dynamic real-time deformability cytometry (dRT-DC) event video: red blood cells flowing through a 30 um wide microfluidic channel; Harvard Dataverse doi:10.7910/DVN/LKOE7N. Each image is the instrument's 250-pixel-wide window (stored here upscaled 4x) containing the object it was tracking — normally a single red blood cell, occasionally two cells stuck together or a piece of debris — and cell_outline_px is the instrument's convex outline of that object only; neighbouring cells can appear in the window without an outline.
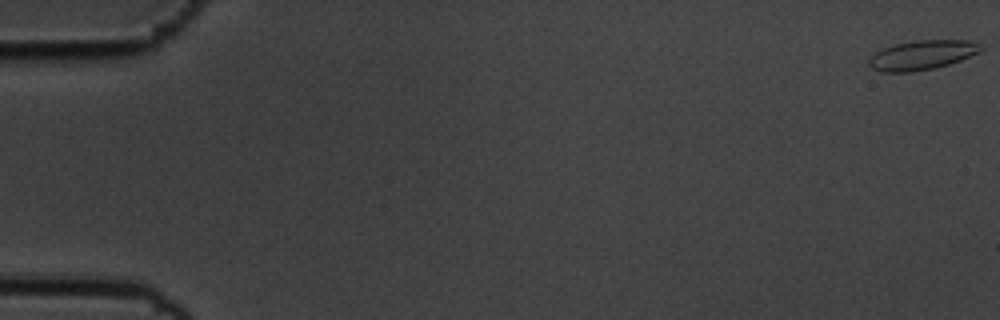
{"species": "common noctule bat (a hibernating species)", "species_latin": "Nyctalus noctula", "temperature_condition": "cold", "stored_images_in_passage": 57, "camera_frame_rate_fps": 3000, "um_per_image_px": 0.085, "animal": {"sex": "male", "body_mass_g": 19.5, "forearm_length_mm": 54.6}, "frame": {"image": 1, "passage_image": 1, "time_ms": 0.0, "image_size_px": [1000, 320], "cell_outline_px": [[984, 48], [980, 52], [960, 60], [936, 68], [912, 72], [880, 72], [872, 68], [868, 64], [868, 60], [876, 52], [884, 48], [896, 44], [916, 40], [968, 40], [980, 44]], "centroid_in_image_um": [78.39, 4.68], "position_along_channel_um": 6.6, "area_um2": 19.19}}
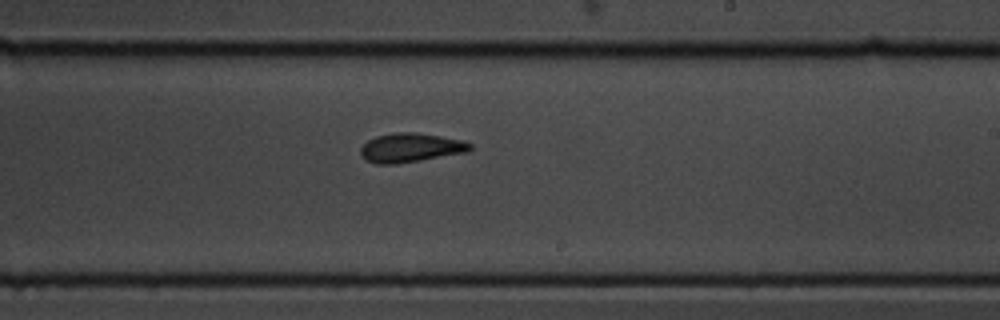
{"frame": {"image": 2, "passage_image": 35, "time_ms": 11.333, "image_size_px": [1000, 320], "cell_outline_px": [[472, 148], [468, 152], [396, 164], [376, 164], [364, 160], [360, 156], [360, 148], [368, 140], [376, 136], [396, 132], [416, 132], [464, 140], [472, 144]], "centroid_in_image_um": [34.88, 12.55], "position_along_channel_um": 254.1, "area_um2": 18.73}}
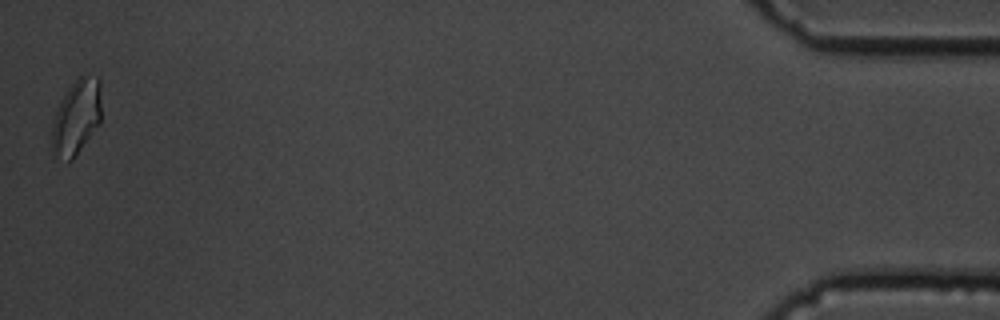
{"frame": {"image": 3, "passage_image": 57, "time_ms": 18.667, "image_size_px": [1000, 320], "cell_outline_px": [[100, 124], [72, 160], [68, 164], [52, 156], [52, 120], [64, 96], [72, 84], [80, 76], [96, 76], [100, 80]], "centroid_in_image_um": [6.48, 10.04], "position_along_channel_um": 428.7, "area_um2": 21.68}, "authors_computed_cell_mechanics": {"area_um2": 18.5538, "velocity_mm_per_s": 3.5666, "shape_relaxation_time_tau1_ms": 8.0518, "shape_relaxation_time_tau2_ms": 2.1042, "deformation_change_tau1": 0.1688, "deformation_change_tau2": 0.0869}}